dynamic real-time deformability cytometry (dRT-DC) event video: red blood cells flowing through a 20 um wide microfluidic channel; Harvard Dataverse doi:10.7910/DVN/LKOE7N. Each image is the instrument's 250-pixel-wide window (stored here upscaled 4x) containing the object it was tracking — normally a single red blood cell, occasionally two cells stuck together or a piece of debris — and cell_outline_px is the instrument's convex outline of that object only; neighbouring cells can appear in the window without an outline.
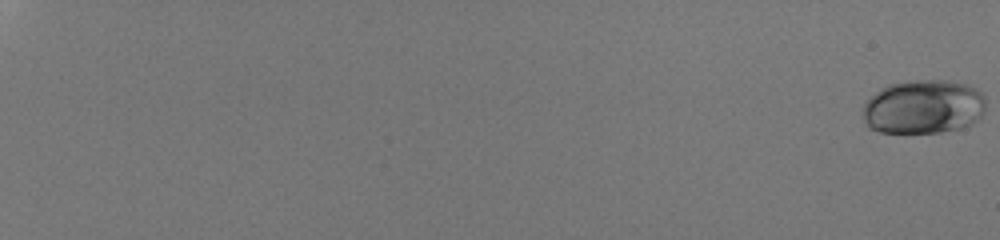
{"species": "human", "species_latin": "Homo sapiens", "temperature_condition": "room temperature", "stored_images_in_passage": 55, "camera_frame_rate_fps": 3000, "um_per_image_px": 0.085, "donor": {"sex": "male"}, "frame": {"image": 1, "passage_image": 1, "time_ms": 0.0, "image_size_px": [1000, 240], "cell_outline_px": [[984, 112], [972, 124], [960, 128], [940, 132], [904, 136], [880, 132], [868, 128], [860, 112], [860, 108], [880, 88], [888, 84], [916, 80], [948, 80], [964, 84], [976, 88], [984, 96]], "centroid_in_image_um": [78.42, 9.13], "position_along_channel_um": 6.6, "area_um2": 39.77}}
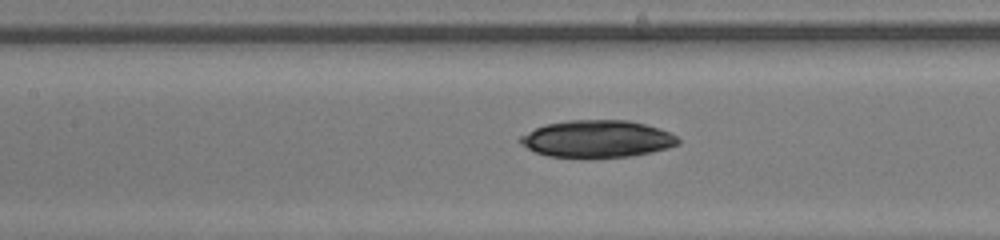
{"frame": {"image": 2, "passage_image": 32, "time_ms": 10.333, "image_size_px": [1000, 240], "cell_outline_px": [[680, 144], [668, 148], [652, 152], [632, 156], [592, 160], [548, 156], [536, 152], [520, 144], [516, 140], [520, 136], [536, 128], [548, 124], [568, 120], [628, 120], [660, 128], [676, 136], [680, 140]], "centroid_in_image_um": [50.76, 11.84], "position_along_channel_um": 156.6, "area_um2": 34.97}}
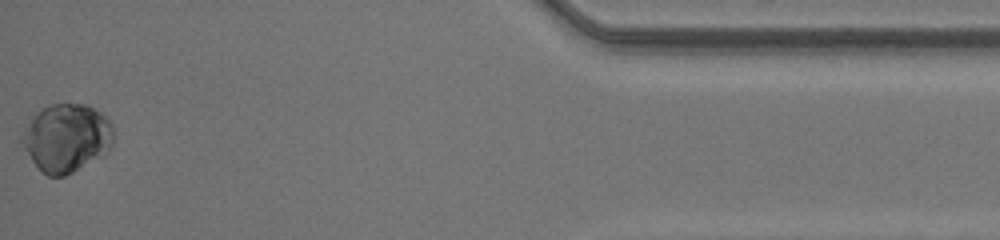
{"frame": {"image": 3, "passage_image": 55, "time_ms": 18.0, "image_size_px": [1000, 240], "cell_outline_px": [[112, 144], [108, 152], [104, 156], [64, 176], [48, 176], [32, 160], [20, 144], [20, 132], [28, 120], [36, 112], [48, 104], [88, 104], [108, 116], [112, 120]], "centroid_in_image_um": [5.65, 11.69], "position_along_channel_um": 429.6, "area_um2": 36.93}, "authors_computed_cell_mechanics": {"area_um2": 34.2754, "velocity_mm_per_s": 4.2729, "shape_relaxation_time_tau1_ms": 3.5535, "shape_relaxation_time_tau2_ms": null, "deformation_change_tau1": 0.0636, "deformation_change_tau2": null}}